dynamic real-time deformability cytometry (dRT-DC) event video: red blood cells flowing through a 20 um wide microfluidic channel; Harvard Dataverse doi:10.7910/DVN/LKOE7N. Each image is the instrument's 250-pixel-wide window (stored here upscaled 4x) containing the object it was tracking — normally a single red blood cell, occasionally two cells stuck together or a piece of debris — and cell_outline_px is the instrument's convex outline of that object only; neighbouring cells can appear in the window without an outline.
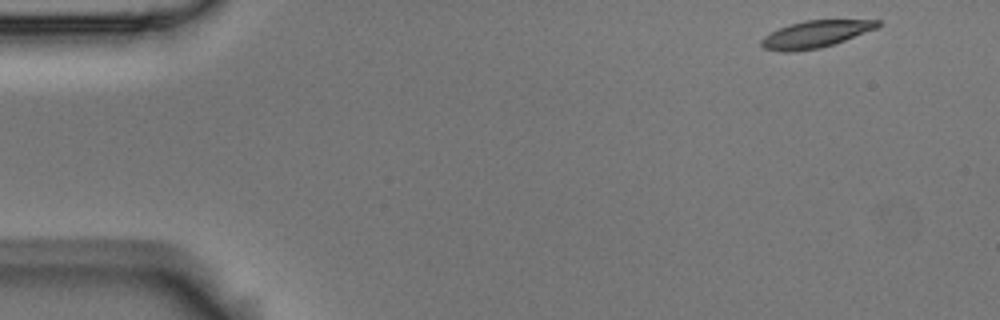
{"species": "Egyptian fruit bat (a non-hibernating species)", "species_latin": "Rousettus aegyptiacus", "temperature_condition": "room temperature", "stored_images_in_passage": 4, "camera_frame_rate_fps": 3000, "um_per_image_px": 0.085, "animal": {"sex": "male"}, "frame": {"image": 1, "passage_image": 1, "time_ms": 0.0, "image_size_px": [1000, 320], "cell_outline_px": [[880, 24], [876, 28], [844, 40], [820, 48], [792, 52], [780, 52], [764, 48], [760, 44], [760, 40], [764, 36], [780, 28], [804, 20], [880, 20]], "centroid_in_image_um": [69.27, 2.91], "position_along_channel_um": 15.7, "area_um2": 18.03}}
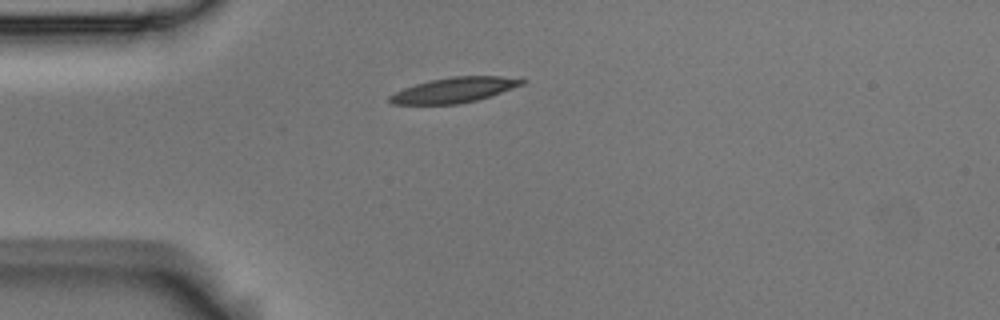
{"frame": {"image": 2, "passage_image": 4, "time_ms": 1.0, "image_size_px": [1000, 320], "cell_outline_px": [[528, 80], [524, 84], [476, 100], [460, 104], [392, 104], [388, 100], [388, 96], [404, 88], [416, 84], [432, 80], [452, 76], [500, 76]], "centroid_in_image_um": [38.59, 7.65], "position_along_channel_um": 46.4, "area_um2": 19.13}}